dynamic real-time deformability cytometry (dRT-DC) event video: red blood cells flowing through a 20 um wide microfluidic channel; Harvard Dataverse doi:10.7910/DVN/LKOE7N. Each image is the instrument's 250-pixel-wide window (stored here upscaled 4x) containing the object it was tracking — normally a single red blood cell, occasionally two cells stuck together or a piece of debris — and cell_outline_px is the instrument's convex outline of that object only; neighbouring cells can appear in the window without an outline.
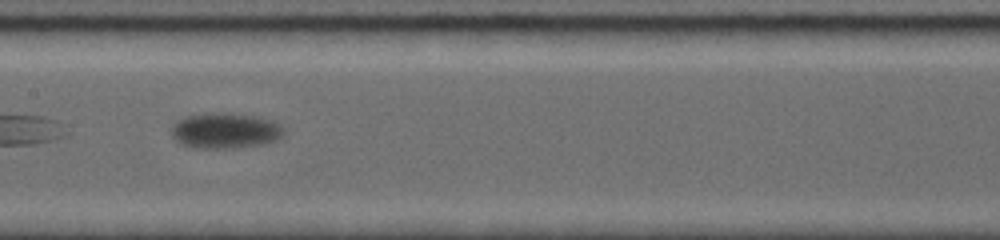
{"species": "common noctule bat (a hibernating species)", "species_latin": "Nyctalus noctula", "temperature_condition": "room temperature", "stored_images_in_passage": 14, "camera_frame_rate_fps": 5000, "um_per_image_px": 0.085, "animal": {"sex": "female", "body_mass_g": 19.0, "forearm_length_mm": 56.7}, "frame": {"image": 1, "passage_image": 8, "time_ms": 3.8, "image_size_px": [1000, 240], "cell_outline_px": [[284, 136], [276, 140], [264, 144], [232, 148], [192, 148], [180, 144], [172, 136], [172, 124], [176, 120], [184, 116], [212, 112], [216, 112], [256, 116], [272, 120], [280, 124], [284, 128]], "centroid_in_image_um": [19.13, 11.11], "position_along_channel_um": 188.3, "area_um2": 23.64}}
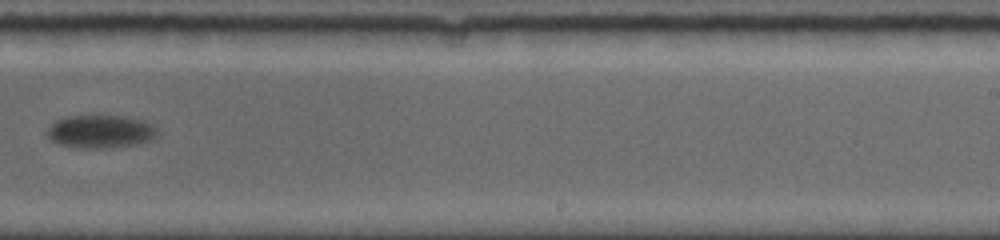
{"frame": {"image": 2, "passage_image": 12, "time_ms": 6.4, "image_size_px": [1000, 240], "cell_outline_px": [[156, 136], [152, 140], [136, 144], [108, 148], [76, 148], [56, 144], [44, 132], [56, 120], [72, 116], [120, 116], [144, 120], [152, 124], [156, 128]], "centroid_in_image_um": [8.52, 11.2], "position_along_channel_um": 280.5, "area_um2": 21.27}}